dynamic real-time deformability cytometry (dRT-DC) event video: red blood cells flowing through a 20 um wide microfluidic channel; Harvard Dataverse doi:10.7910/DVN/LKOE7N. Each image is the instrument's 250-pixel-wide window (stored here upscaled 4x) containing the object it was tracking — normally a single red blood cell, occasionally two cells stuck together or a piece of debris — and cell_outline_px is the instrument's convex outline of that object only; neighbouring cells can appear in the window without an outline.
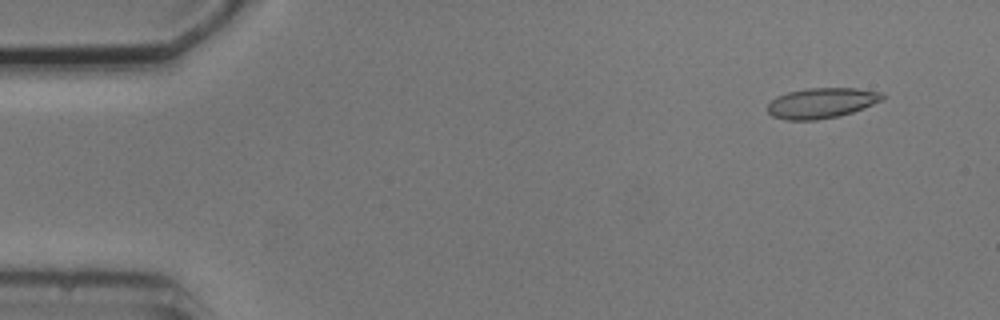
{"species": "common noctule bat (a hibernating species)", "species_latin": "Nyctalus noctula", "temperature_condition": "cold", "stored_images_in_passage": 5, "segment_of_instrument_passage": [2, 2], "camera_frame_rate_fps": 3000, "um_per_image_px": 0.085, "animal": {"sex": "male", "body_mass_g": 20.5, "forearm_length_mm": 52.5}, "frame": {"image": 1, "passage_image": 5, "time_ms": 5.667, "image_size_px": [1000, 320], "cell_outline_px": [[888, 96], [884, 100], [852, 112], [836, 116], [816, 120], [788, 120], [772, 116], [768, 112], [768, 104], [776, 96], [788, 92], [804, 88], [856, 88], [884, 92]], "centroid_in_image_um": [69.87, 8.74], "position_along_channel_um": 15.1, "area_um2": 20.46}}